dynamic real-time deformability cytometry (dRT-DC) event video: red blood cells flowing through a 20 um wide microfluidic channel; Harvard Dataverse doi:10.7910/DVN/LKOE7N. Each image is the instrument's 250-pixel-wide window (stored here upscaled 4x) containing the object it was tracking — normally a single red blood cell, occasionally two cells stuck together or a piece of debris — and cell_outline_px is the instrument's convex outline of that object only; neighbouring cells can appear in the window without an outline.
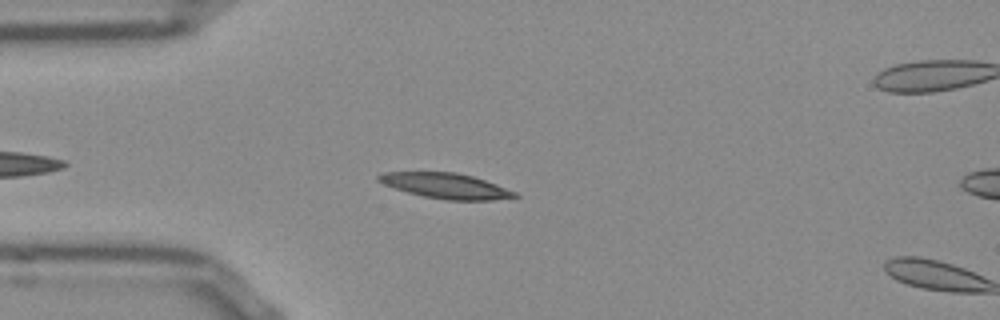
{"species": "Egyptian fruit bat (a non-hibernating species)", "species_latin": "Rousettus aegyptiacus", "temperature_condition": "room temperature", "stored_images_in_passage": 8, "camera_frame_rate_fps": 3000, "um_per_image_px": 0.085, "frame": {"image": 1, "passage_image": 7, "time_ms": 2.0, "image_size_px": [1000, 320], "cell_outline_px": [[520, 196], [492, 200], [448, 200], [424, 196], [408, 192], [384, 184], [376, 180], [376, 176], [384, 172], [456, 172], [472, 176], [496, 184], [516, 192]], "centroid_in_image_um": [37.89, 15.79], "position_along_channel_um": 47.1, "area_um2": 19.88}}